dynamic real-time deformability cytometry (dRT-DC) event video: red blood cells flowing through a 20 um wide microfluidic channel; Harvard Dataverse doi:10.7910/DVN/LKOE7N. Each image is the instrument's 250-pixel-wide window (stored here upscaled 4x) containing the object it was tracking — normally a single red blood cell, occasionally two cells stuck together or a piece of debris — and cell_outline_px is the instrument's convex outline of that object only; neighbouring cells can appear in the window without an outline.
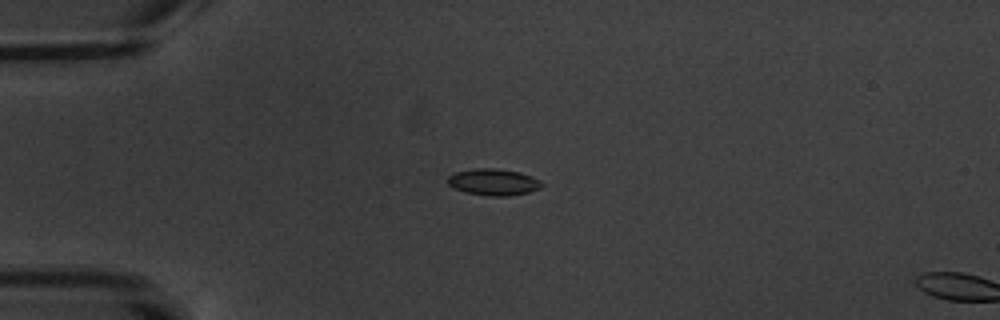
{"species": "common noctule bat (a hibernating species)", "species_latin": "Nyctalus noctula", "temperature_condition": "warm", "stored_images_in_passage": 6, "camera_frame_rate_fps": 3000, "um_per_image_px": 0.085, "animal": {"sex": "male", "body_mass_g": 20.1, "forearm_length_mm": 53.5}, "frame": {"image": 1, "passage_image": 5, "time_ms": 5.333, "image_size_px": [1000, 320], "cell_outline_px": [[544, 184], [540, 188], [528, 192], [508, 196], [492, 196], [464, 192], [448, 184], [448, 176], [456, 172], [476, 168], [492, 168], [520, 172], [532, 176], [540, 180]], "centroid_in_image_um": [41.97, 15.47], "position_along_channel_um": 43.0, "area_um2": 14.45}}